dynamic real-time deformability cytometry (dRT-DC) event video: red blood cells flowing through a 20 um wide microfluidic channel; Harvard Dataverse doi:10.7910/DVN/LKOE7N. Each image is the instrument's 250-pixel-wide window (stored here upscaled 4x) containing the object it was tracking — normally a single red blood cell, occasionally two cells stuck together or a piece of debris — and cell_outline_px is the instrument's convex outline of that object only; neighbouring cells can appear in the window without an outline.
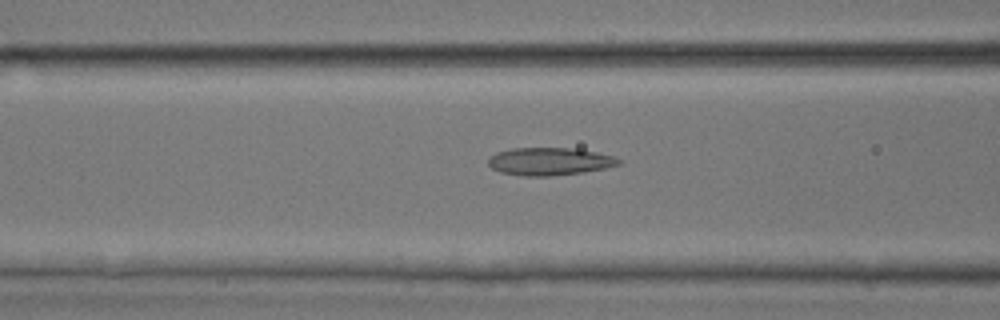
{"species": "common noctule bat (a hibernating species)", "species_latin": "Nyctalus noctula", "temperature_condition": "room temperature", "stored_images_in_passage": 33, "camera_frame_rate_fps": 3000, "um_per_image_px": 0.085, "animal": {"sex": "male", "body_mass_g": 17.9, "forearm_length_mm": 54.2}, "frame": {"image": 1, "passage_image": 7, "time_ms": 2.0, "image_size_px": [1000, 320], "cell_outline_px": [[624, 164], [584, 172], [552, 176], [524, 176], [500, 172], [492, 168], [488, 164], [488, 160], [496, 152], [512, 148], [568, 148], [596, 152], [616, 156], [624, 160]], "centroid_in_image_um": [46.77, 13.72], "position_along_channel_um": 119.8, "area_um2": 21.21}}
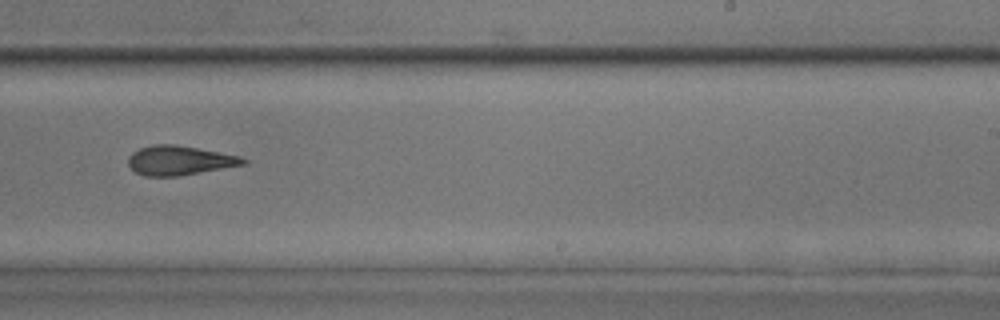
{"frame": {"image": 2, "passage_image": 17, "time_ms": 5.333, "image_size_px": [1000, 320], "cell_outline_px": [[248, 164], [176, 176], [144, 176], [136, 172], [128, 164], [128, 156], [132, 152], [140, 148], [152, 144], [176, 144], [240, 156], [248, 160]], "centroid_in_image_um": [15.25, 13.63], "position_along_channel_um": 273.7, "area_um2": 19.65}}
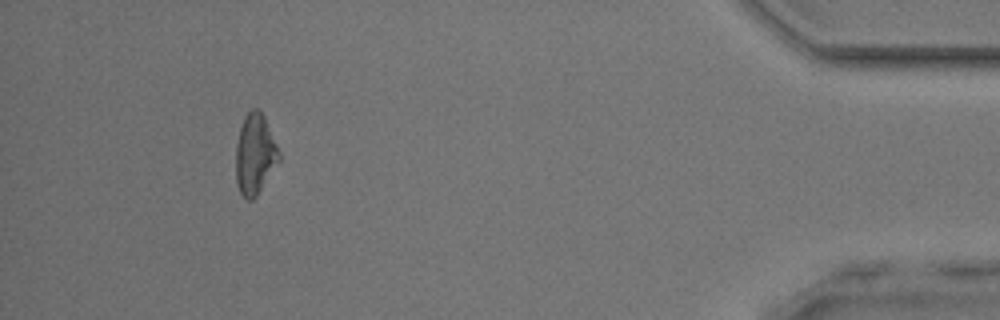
{"frame": {"image": 3, "passage_image": 30, "time_ms": 9.667, "image_size_px": [1000, 320], "cell_outline_px": [[280, 160], [256, 196], [252, 200], [248, 200], [240, 192], [236, 180], [236, 144], [240, 128], [244, 116], [252, 108], [256, 108], [264, 116], [280, 152]], "centroid_in_image_um": [21.67, 13.1], "position_along_channel_um": 413.5, "area_um2": 20.06}}